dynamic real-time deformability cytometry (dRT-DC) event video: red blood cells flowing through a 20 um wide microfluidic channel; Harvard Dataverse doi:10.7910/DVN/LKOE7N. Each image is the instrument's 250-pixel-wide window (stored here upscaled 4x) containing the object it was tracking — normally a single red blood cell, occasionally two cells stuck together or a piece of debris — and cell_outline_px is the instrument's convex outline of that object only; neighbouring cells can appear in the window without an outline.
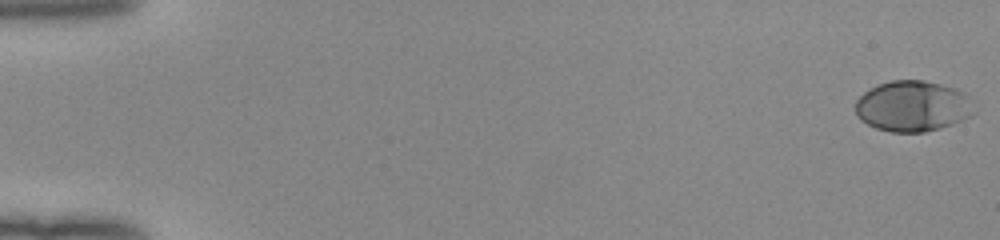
{"species": "human", "species_latin": "Homo sapiens", "temperature_condition": "room temperature", "stored_images_in_passage": 53, "camera_frame_rate_fps": 3000, "um_per_image_px": 0.085, "donor": {"sex": "female"}, "frame": {"image": 1, "passage_image": 1, "time_ms": 0.0, "image_size_px": [1000, 240], "cell_outline_px": [[976, 112], [972, 116], [952, 124], [940, 128], [924, 132], [892, 132], [876, 128], [860, 120], [856, 116], [856, 100], [864, 92], [880, 84], [892, 80], [924, 80], [956, 88], [964, 92], [968, 96]], "centroid_in_image_um": [77.6, 9.03], "position_along_channel_um": 7.4, "area_um2": 35.2}}
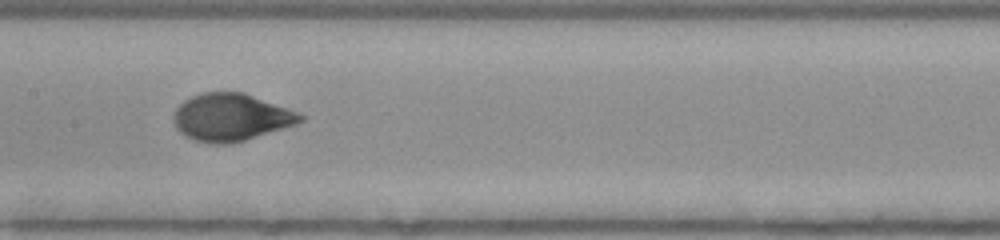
{"frame": {"image": 2, "passage_image": 28, "time_ms": 9.0, "image_size_px": [1000, 240], "cell_outline_px": [[304, 120], [296, 124], [232, 144], [212, 144], [196, 140], [184, 136], [176, 128], [172, 120], [172, 116], [176, 108], [184, 100], [200, 92], [244, 92], [288, 108], [304, 116]], "centroid_in_image_um": [19.59, 9.97], "position_along_channel_um": 187.8, "area_um2": 35.08}}
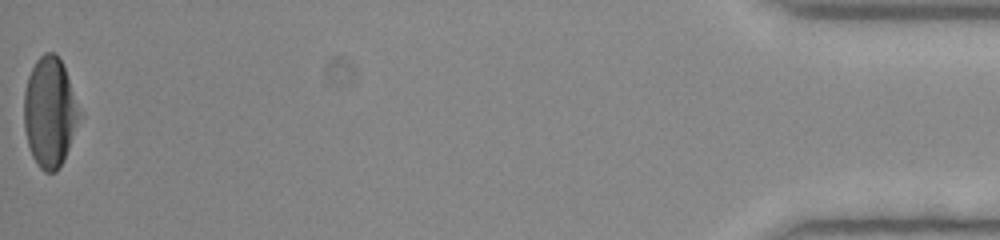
{"frame": {"image": 3, "passage_image": 53, "time_ms": 17.333, "image_size_px": [1000, 240], "cell_outline_px": [[84, 116], [64, 160], [56, 172], [44, 172], [36, 164], [32, 156], [28, 144], [24, 128], [24, 92], [28, 76], [36, 60], [44, 52], [52, 52], [60, 60], [64, 68]], "centroid_in_image_um": [4.27, 9.58], "position_along_channel_um": 430.9, "area_um2": 36.07}, "authors_computed_cell_mechanics": {"area_um2": 34.4488, "velocity_mm_per_s": 3.989, "shape_relaxation_time_tau1_ms": 3.1404, "shape_relaxation_time_tau2_ms": null, "deformation_change_tau1": 0.1793, "deformation_change_tau2": null}}